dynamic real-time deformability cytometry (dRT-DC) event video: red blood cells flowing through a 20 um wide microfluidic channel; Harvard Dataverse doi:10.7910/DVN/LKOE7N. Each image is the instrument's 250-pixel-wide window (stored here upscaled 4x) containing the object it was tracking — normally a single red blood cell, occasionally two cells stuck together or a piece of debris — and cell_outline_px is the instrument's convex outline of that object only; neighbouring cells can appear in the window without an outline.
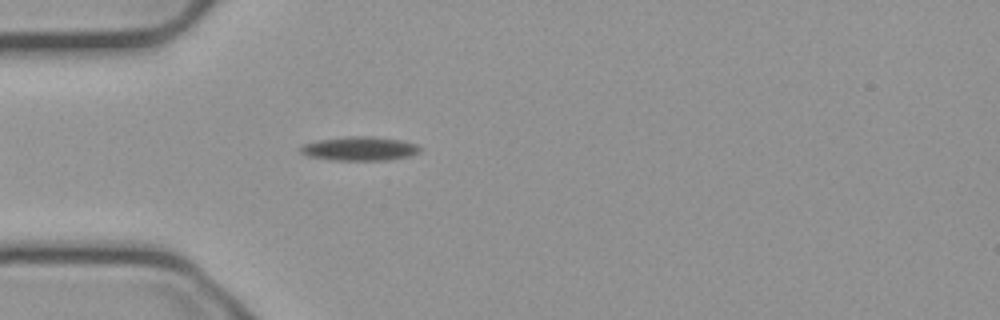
{"species": "common noctule bat (a hibernating species)", "species_latin": "Nyctalus noctula", "temperature_condition": "cold", "stored_images_in_passage": 46, "camera_frame_rate_fps": 3000, "um_per_image_px": 0.085, "animal": {"sex": "male", "body_mass_g": 23.1, "forearm_length_mm": 52.7}, "frame": {"image": 1, "passage_image": 6, "time_ms": 1.667, "image_size_px": [1000, 320], "cell_outline_px": [[424, 148], [420, 152], [408, 156], [388, 160], [332, 160], [308, 156], [300, 152], [300, 144], [320, 140], [352, 136], [372, 136], [404, 140], [416, 144]], "centroid_in_image_um": [30.6, 12.63], "position_along_channel_um": 54.4, "area_um2": 16.82}}
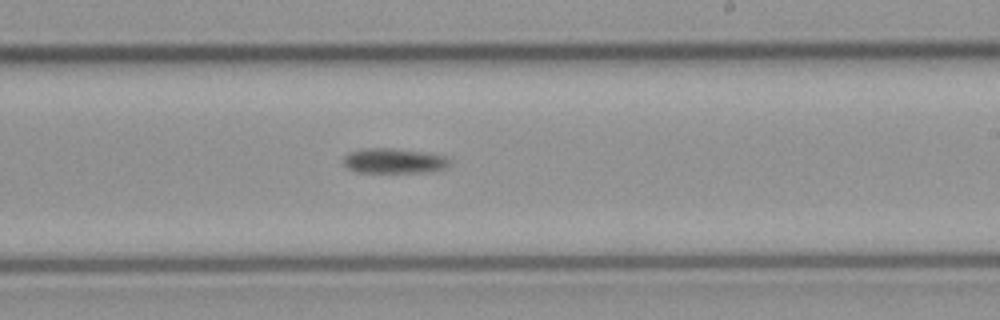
{"frame": {"image": 2, "passage_image": 23, "time_ms": 7.333, "image_size_px": [1000, 320], "cell_outline_px": [[452, 160], [448, 168], [428, 172], [356, 172], [348, 168], [344, 164], [344, 156], [348, 152], [364, 148], [392, 148], [428, 152], [448, 156]], "centroid_in_image_um": [33.56, 13.66], "position_along_channel_um": 255.4, "area_um2": 15.84}}
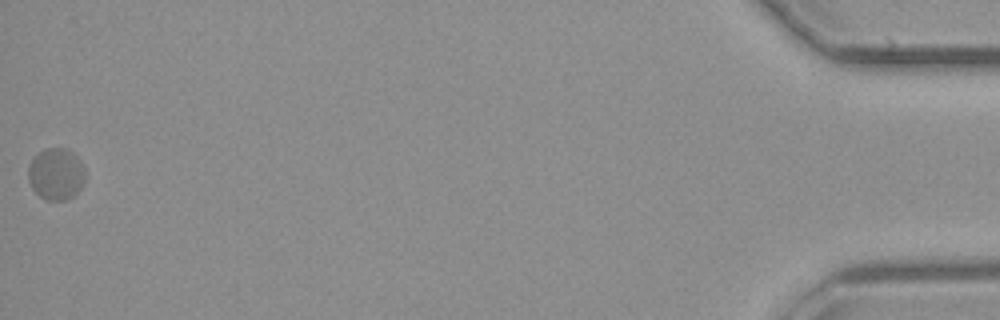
{"frame": {"image": 3, "passage_image": 46, "time_ms": 15.0, "image_size_px": [1000, 320], "cell_outline_px": [[84, 184], [68, 200], [44, 200], [32, 188], [28, 180], [28, 168], [32, 160], [44, 148], [64, 148], [72, 152], [80, 160], [84, 168]], "centroid_in_image_um": [4.76, 14.8], "position_along_channel_um": 430.4, "area_um2": 17.11}, "authors_computed_cell_mechanics": {"area_um2": 15.8661, "velocity_mm_per_s": 3.6597, "shape_relaxation_time_tau1_ms": 6.7576, "shape_relaxation_time_tau2_ms": null, "deformation_change_tau1": 0.111, "deformation_change_tau2": null}}